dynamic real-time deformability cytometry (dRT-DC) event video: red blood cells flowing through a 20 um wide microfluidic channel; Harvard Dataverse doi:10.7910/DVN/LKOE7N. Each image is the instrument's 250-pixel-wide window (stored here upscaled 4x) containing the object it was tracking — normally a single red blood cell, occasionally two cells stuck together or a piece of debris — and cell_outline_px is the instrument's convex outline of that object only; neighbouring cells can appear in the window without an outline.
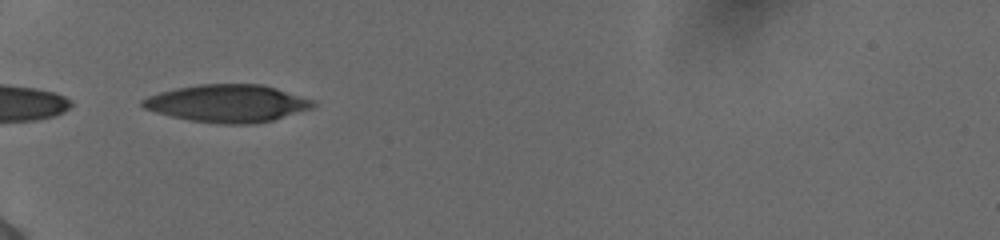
{"species": "human", "species_latin": "Homo sapiens", "temperature_condition": "cold", "stored_images_in_passage": 35, "camera_frame_rate_fps": 3000, "um_per_image_px": 0.085, "donor": {"sex": "female"}, "frame": {"image": 1, "passage_image": 1, "time_ms": 0.0, "image_size_px": [1000, 240], "cell_outline_px": [[316, 104], [312, 108], [272, 120], [248, 124], [220, 124], [192, 120], [172, 116], [156, 112], [144, 108], [140, 104], [140, 100], [148, 96], [160, 92], [176, 88], [200, 84], [264, 84], [316, 100]], "centroid_in_image_um": [19.36, 8.77], "position_along_channel_um": 65.6, "area_um2": 37.22}}
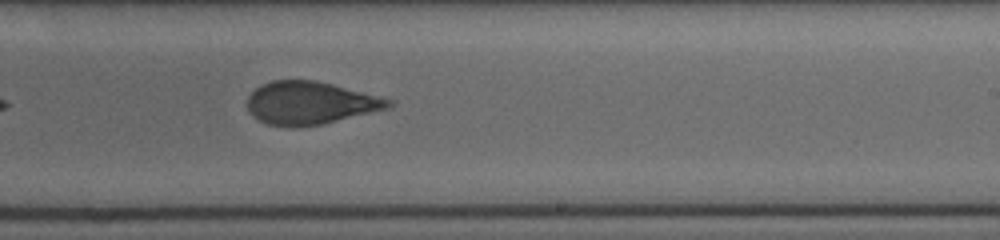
{"frame": {"image": 2, "passage_image": 17, "time_ms": 5.333, "image_size_px": [1000, 240], "cell_outline_px": [[392, 104], [388, 108], [324, 124], [292, 128], [268, 124], [260, 120], [248, 108], [248, 96], [260, 84], [272, 80], [316, 80], [332, 84], [392, 100]], "centroid_in_image_um": [26.34, 8.76], "position_along_channel_um": 262.7, "area_um2": 34.91}}
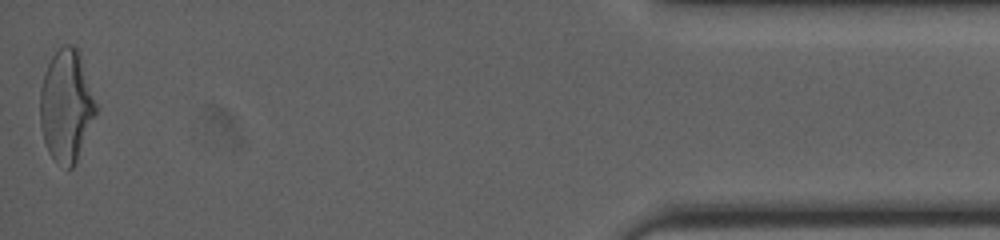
{"frame": {"image": 3, "passage_image": 35, "time_ms": 11.333, "image_size_px": [1000, 240], "cell_outline_px": [[96, 112], [76, 160], [72, 168], [68, 172], [56, 164], [48, 152], [44, 140], [40, 124], [40, 88], [44, 72], [52, 56], [64, 44], [72, 44], [80, 52], [96, 104]], "centroid_in_image_um": [5.6, 9.01], "position_along_channel_um": 429.6, "area_um2": 36.36}, "authors_computed_cell_mechanics": {"area_um2": 35.8938, "velocity_mm_per_s": 3.8891, "shape_relaxation_time_tau1_ms": 8.7486, "shape_relaxation_time_tau2_ms": 1.696, "deformation_change_tau1": 0.2467, "deformation_change_tau2": 0.091}}